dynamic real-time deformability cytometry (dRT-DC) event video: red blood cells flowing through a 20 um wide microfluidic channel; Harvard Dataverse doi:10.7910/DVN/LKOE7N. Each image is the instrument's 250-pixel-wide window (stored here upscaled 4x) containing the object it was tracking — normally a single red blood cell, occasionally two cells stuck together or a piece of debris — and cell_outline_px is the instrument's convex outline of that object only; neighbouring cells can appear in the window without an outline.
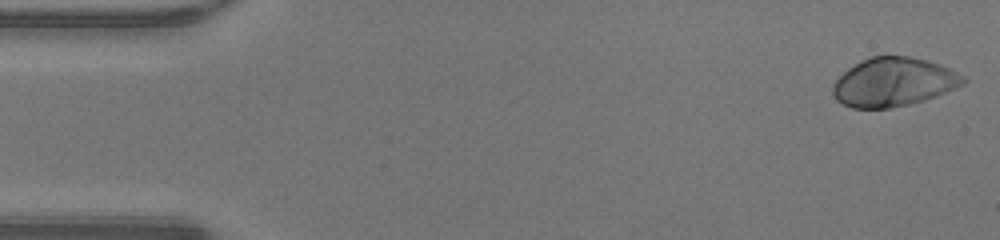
{"species": "human", "species_latin": "Homo sapiens", "temperature_condition": "warm", "stored_images_in_passage": 48, "camera_frame_rate_fps": 3000, "um_per_image_px": 0.085, "donor": {"sex": "male"}, "frame": {"image": 1, "passage_image": 1, "time_ms": 0.0, "image_size_px": [1000, 240], "cell_outline_px": [[968, 80], [964, 84], [956, 88], [936, 96], [924, 100], [892, 108], [852, 108], [836, 100], [832, 92], [832, 84], [848, 68], [860, 60], [872, 56], [908, 56], [928, 60], [940, 64], [964, 76]], "centroid_in_image_um": [75.95, 6.97], "position_along_channel_um": 9.0, "area_um2": 37.11}}
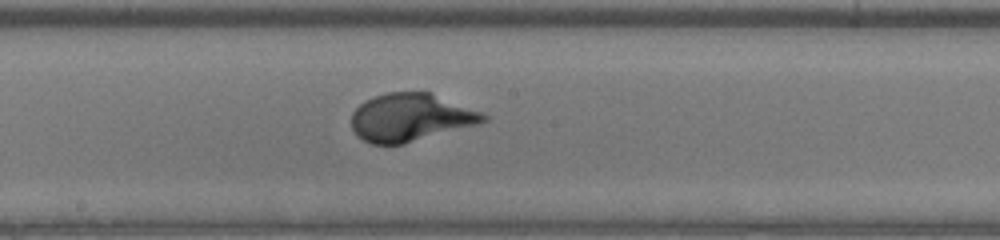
{"frame": {"image": 2, "passage_image": 25, "time_ms": 8.0, "image_size_px": [1000, 240], "cell_outline_px": [[488, 120], [480, 124], [404, 144], [372, 144], [364, 140], [352, 128], [352, 112], [364, 100], [388, 92], [432, 92], [484, 112], [488, 116]], "centroid_in_image_um": [34.97, 9.97], "position_along_channel_um": 213.2, "area_um2": 37.05}}
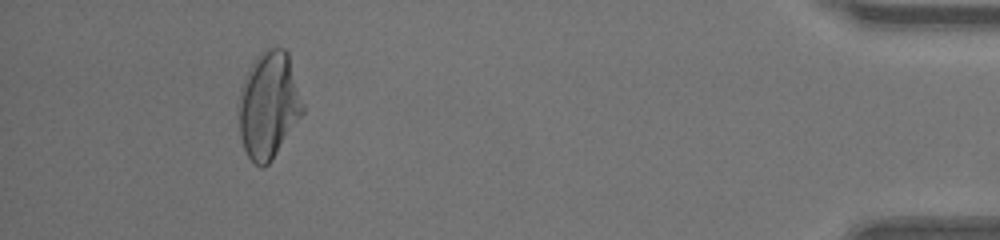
{"frame": {"image": 3, "passage_image": 44, "time_ms": 14.333, "image_size_px": [1000, 240], "cell_outline_px": [[304, 112], [272, 160], [268, 164], [260, 168], [248, 156], [244, 148], [240, 136], [240, 88], [252, 64], [260, 52], [268, 48], [284, 48], [288, 52], [304, 104]], "centroid_in_image_um": [22.87, 8.93], "position_along_channel_um": 412.3, "area_um2": 39.42}, "authors_computed_cell_mechanics": {"area_um2": 36.6163, "velocity_mm_per_s": 4.2578, "shape_relaxation_time_tau1_ms": 2.6041, "shape_relaxation_time_tau2_ms": null, "deformation_change_tau1": 0.2076, "deformation_change_tau2": null}}